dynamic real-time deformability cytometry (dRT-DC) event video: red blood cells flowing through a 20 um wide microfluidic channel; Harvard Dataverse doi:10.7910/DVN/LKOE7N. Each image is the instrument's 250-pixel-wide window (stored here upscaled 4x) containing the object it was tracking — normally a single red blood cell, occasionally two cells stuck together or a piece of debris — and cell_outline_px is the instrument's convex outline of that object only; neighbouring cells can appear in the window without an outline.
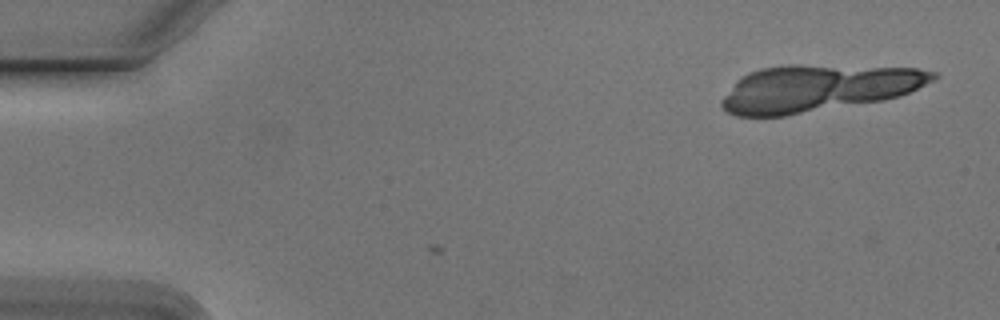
{"species": "Egyptian fruit bat (a non-hibernating species)", "species_latin": "Rousettus aegyptiacus", "temperature_condition": "cold", "stored_images_in_passage": 2, "camera_frame_rate_fps": 3000, "um_per_image_px": 0.085, "animal": {"sex": "male"}, "frame": {"image": 1, "passage_image": 2, "time_ms": 0.333, "image_size_px": [1000, 320], "cell_outline_px": [[924, 80], [920, 84], [904, 92], [892, 96], [848, 96], [856, 76], [868, 72], [920, 72], [924, 76]], "centroid_in_image_um": [75.22, 7.1], "position_along_channel_um": 9.8, "area_um2": 10.64}}